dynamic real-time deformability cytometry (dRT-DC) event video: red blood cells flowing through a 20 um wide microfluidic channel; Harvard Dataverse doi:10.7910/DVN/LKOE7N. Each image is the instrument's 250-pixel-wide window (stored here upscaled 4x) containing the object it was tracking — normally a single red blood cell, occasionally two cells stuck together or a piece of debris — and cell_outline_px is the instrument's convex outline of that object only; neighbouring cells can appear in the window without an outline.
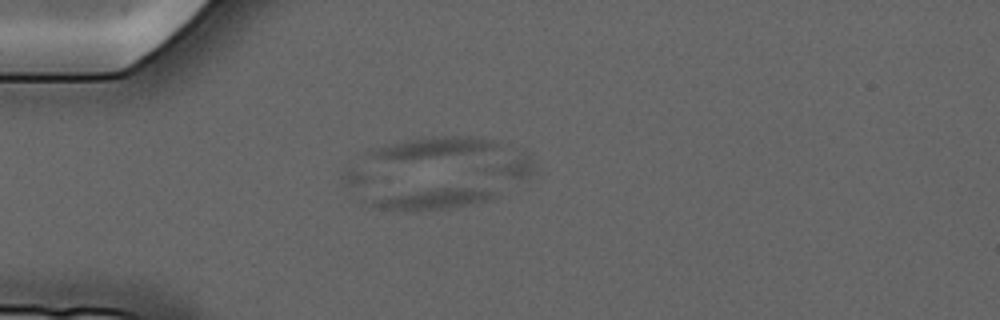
{"species": "common noctule bat (a hibernating species)", "species_latin": "Nyctalus noctula", "temperature_condition": "cold", "stored_images_in_passage": 5, "camera_frame_rate_fps": 3000, "um_per_image_px": 0.085, "animal": {"sex": "male", "forearm_length_mm": 52.5}, "frame": {"image": 1, "passage_image": 4, "time_ms": 4.333, "image_size_px": [1000, 320], "cell_outline_px": [[496, 196], [488, 200], [472, 204], [452, 208], [420, 212], [416, 212], [380, 208], [372, 204], [372, 200], [384, 196], [436, 188], [484, 188], [492, 192]], "centroid_in_image_um": [36.85, 16.94], "position_along_channel_um": 48.1, "area_um2": 14.68}}